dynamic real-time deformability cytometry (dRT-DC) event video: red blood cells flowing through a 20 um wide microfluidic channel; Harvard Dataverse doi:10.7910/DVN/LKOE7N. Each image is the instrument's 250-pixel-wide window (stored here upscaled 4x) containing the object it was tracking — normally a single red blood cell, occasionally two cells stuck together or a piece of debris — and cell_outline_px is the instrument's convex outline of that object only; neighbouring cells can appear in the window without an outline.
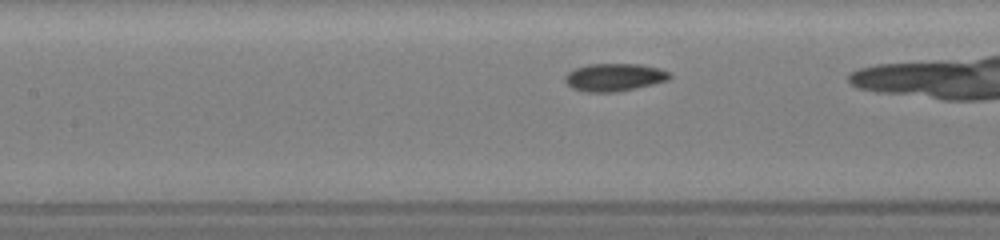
{"species": "common noctule bat (a hibernating species)", "species_latin": "Nyctalus noctula", "temperature_condition": "room temperature", "stored_images_in_passage": 24, "camera_frame_rate_fps": 3000, "um_per_image_px": 0.085, "animal": {"sex": "female", "body_mass_g": 19.5, "forearm_length_mm": 54.1}, "frame": {"image": 1, "passage_image": 8, "time_ms": 2.333, "image_size_px": [1000, 240], "cell_outline_px": [[672, 76], [668, 80], [652, 84], [616, 92], [584, 92], [572, 88], [564, 80], [564, 76], [568, 72], [576, 68], [588, 64], [640, 64], [656, 68], [668, 72]], "centroid_in_image_um": [52.17, 6.57], "position_along_channel_um": 155.2, "area_um2": 16.76}}
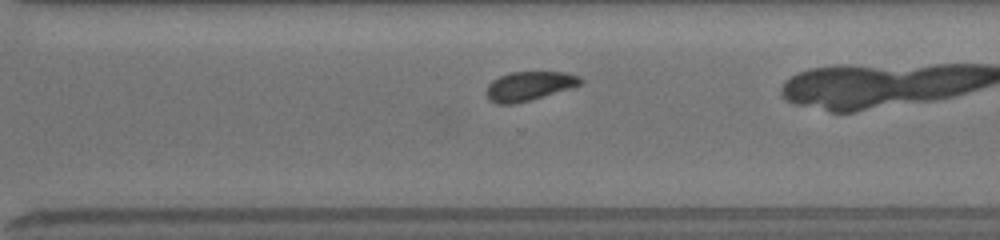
{"frame": {"image": 2, "passage_image": 21, "time_ms": 6.667, "image_size_px": [1000, 240], "cell_outline_px": [[584, 80], [580, 84], [568, 88], [516, 104], [496, 104], [488, 100], [484, 92], [488, 84], [492, 80], [500, 76], [512, 72], [568, 72], [580, 76]], "centroid_in_image_um": [44.91, 7.31], "position_along_channel_um": 325.7, "area_um2": 15.95}}